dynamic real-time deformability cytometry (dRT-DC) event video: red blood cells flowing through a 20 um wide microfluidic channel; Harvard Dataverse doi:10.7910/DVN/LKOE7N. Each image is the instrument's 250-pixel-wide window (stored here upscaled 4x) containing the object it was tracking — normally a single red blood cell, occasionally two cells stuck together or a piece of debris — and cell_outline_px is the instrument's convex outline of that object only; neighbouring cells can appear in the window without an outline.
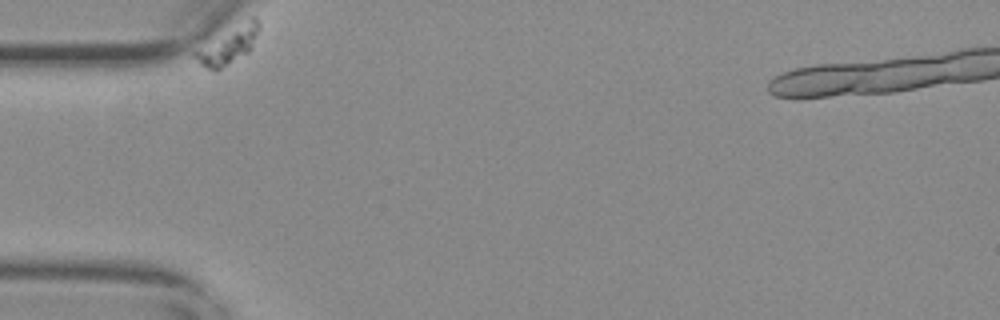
{"species": "common noctule bat (a hibernating species)", "species_latin": "Nyctalus noctula", "temperature_condition": "warm", "stored_images_in_passage": 20, "segment_of_instrument_passage": [1, 2], "camera_frame_rate_fps": 3000, "um_per_image_px": 0.085, "animal": {"sex": "female", "body_mass_g": 29.2, "forearm_length_mm": 56.3}, "frame": {"image": 1, "passage_image": 1, "time_ms": 0.0, "image_size_px": [1000, 320], "cell_outline_px": [[260, 28], [252, 48], [248, 52], [216, 72], [212, 72], [204, 68], [192, 56], [192, 52], [252, 16], [256, 16], [260, 20]], "centroid_in_image_um": [19.42, 3.88], "position_along_channel_um": 65.6, "area_um2": 13.76}}
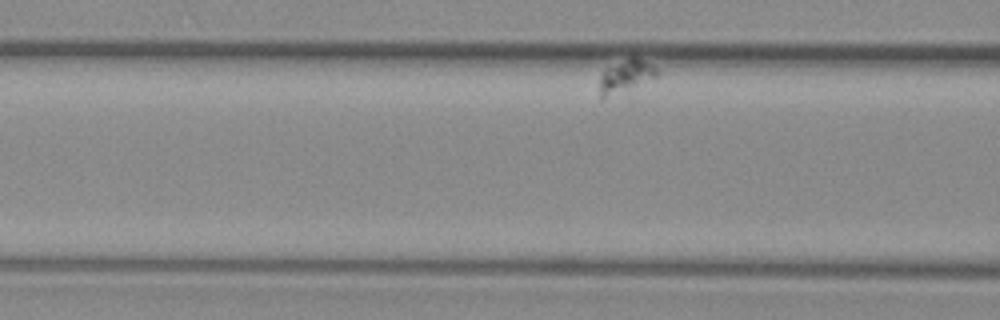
{"frame": {"image": 2, "passage_image": 9, "time_ms": 2.667, "image_size_px": [1000, 320], "cell_outline_px": [[660, 72], [656, 76], [600, 100], [600, 76], [608, 68], [632, 56], [644, 60], [652, 64]], "centroid_in_image_um": [53.18, 6.45], "position_along_channel_um": 113.4, "area_um2": 10.29}}
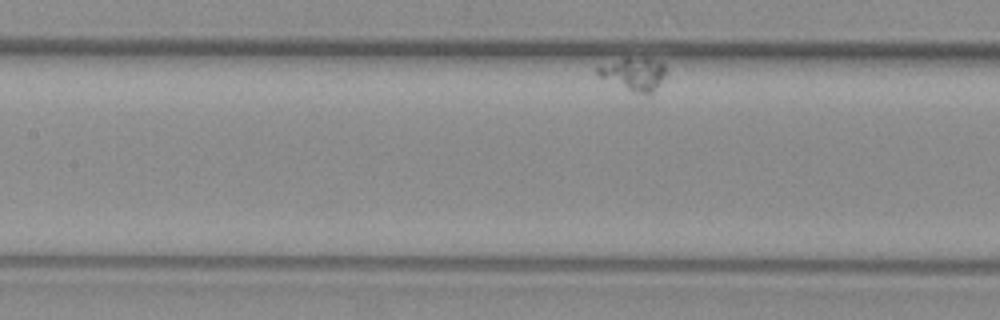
{"frame": {"image": 3, "passage_image": 15, "time_ms": 4.667, "image_size_px": [1000, 320], "cell_outline_px": [[664, 76], [656, 88], [648, 96], [644, 96], [632, 92], [600, 76], [596, 72], [596, 68], [624, 56], [644, 56], [664, 64]], "centroid_in_image_um": [53.88, 6.27], "position_along_channel_um": 153.5, "area_um2": 13.24}}